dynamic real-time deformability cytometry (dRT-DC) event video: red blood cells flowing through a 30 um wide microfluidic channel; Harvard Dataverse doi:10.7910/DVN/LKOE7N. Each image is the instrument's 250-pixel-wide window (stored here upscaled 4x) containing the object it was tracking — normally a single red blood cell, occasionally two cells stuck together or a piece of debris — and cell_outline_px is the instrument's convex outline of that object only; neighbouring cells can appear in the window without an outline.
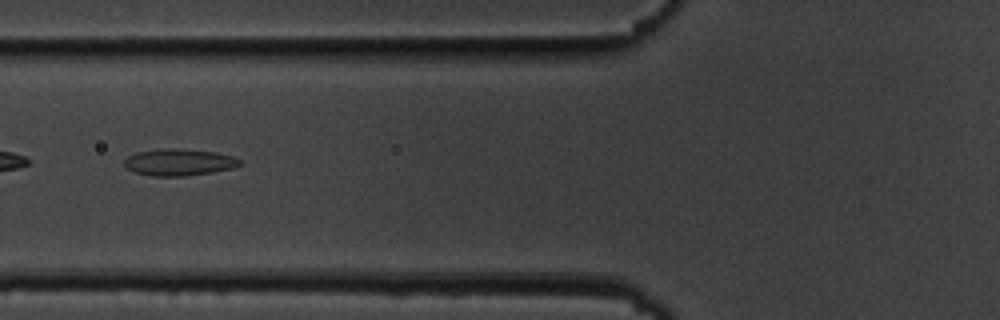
{"species": "common noctule bat (a hibernating species)", "species_latin": "Nyctalus noctula", "temperature_condition": "cold", "stored_images_in_passage": 49, "camera_frame_rate_fps": 3000, "um_per_image_px": 0.085, "animal": {"sex": "male", "body_mass_g": 19.5, "forearm_length_mm": 54.6}, "frame": {"image": 1, "passage_image": 17, "time_ms": 5.333, "image_size_px": [1000, 320], "cell_outline_px": [[244, 164], [232, 168], [212, 172], [188, 176], [152, 176], [132, 172], [124, 164], [124, 160], [128, 156], [136, 152], [164, 148], [172, 148], [216, 152], [232, 156], [240, 160]], "centroid_in_image_um": [15.21, 13.8], "position_along_channel_um": 110.6, "area_um2": 18.09}}
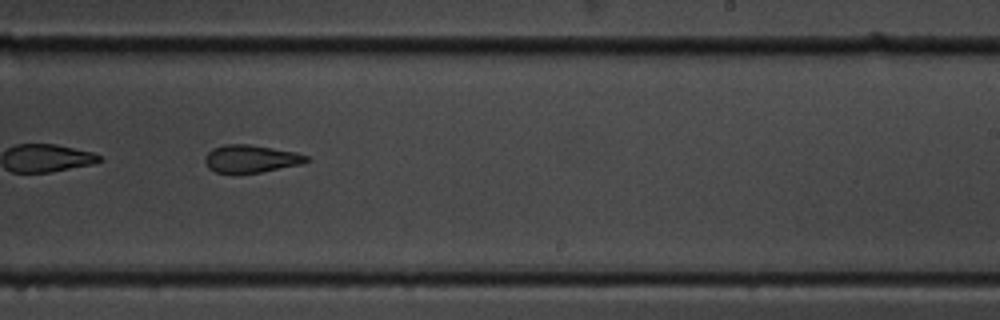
{"frame": {"image": 2, "passage_image": 30, "time_ms": 9.667, "image_size_px": [1000, 320], "cell_outline_px": [[312, 160], [300, 164], [260, 172], [216, 172], [208, 168], [204, 160], [204, 156], [212, 148], [224, 144], [248, 144], [296, 152], [308, 156]], "centroid_in_image_um": [21.32, 13.47], "position_along_channel_um": 267.7, "area_um2": 16.18}}
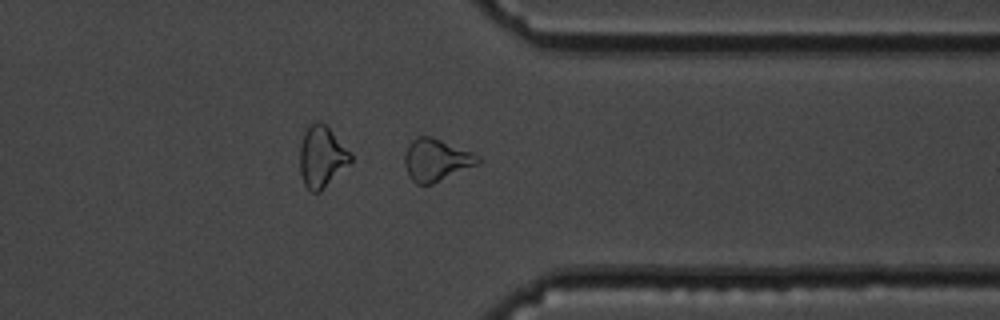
{"frame": {"image": 3, "passage_image": 39, "time_ms": 12.667, "image_size_px": [1000, 320], "cell_outline_px": [[480, 164], [432, 184], [416, 184], [408, 176], [404, 160], [404, 156], [412, 140], [420, 136], [432, 136], [472, 152], [480, 156]], "centroid_in_image_um": [37.1, 13.61], "position_along_channel_um": 374.3, "area_um2": 18.03}}